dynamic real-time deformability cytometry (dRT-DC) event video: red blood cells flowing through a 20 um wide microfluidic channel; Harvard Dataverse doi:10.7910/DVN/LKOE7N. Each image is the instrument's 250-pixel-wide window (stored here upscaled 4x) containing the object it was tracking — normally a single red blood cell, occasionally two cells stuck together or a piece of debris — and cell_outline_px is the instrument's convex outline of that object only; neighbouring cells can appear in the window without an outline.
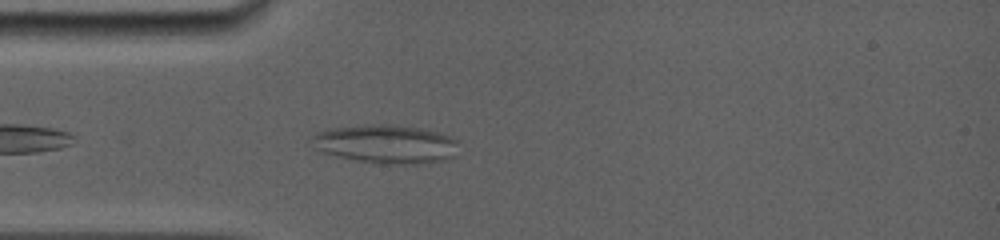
{"species": "common noctule bat (a hibernating species)", "species_latin": "Nyctalus noctula", "temperature_condition": "room temperature", "stored_images_in_passage": 19, "camera_frame_rate_fps": 5000, "um_per_image_px": 0.085, "animal": {"sex": "female", "body_mass_g": 19.0, "forearm_length_mm": 56.7}, "frame": {"image": 1, "passage_image": 3, "time_ms": 0.8, "image_size_px": [1000, 240], "cell_outline_px": [[456, 156], [444, 160], [416, 164], [388, 164], [356, 160], [320, 152], [312, 148], [308, 136], [316, 132], [328, 128], [364, 124], [392, 124], [420, 128], [452, 136], [456, 140]], "centroid_in_image_um": [32.71, 12.23], "position_along_channel_um": 52.3, "area_um2": 33.58}}
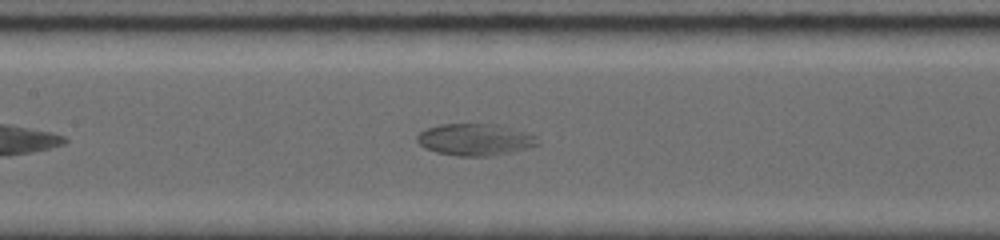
{"frame": {"image": 2, "passage_image": 10, "time_ms": 4.0, "image_size_px": [1000, 240], "cell_outline_px": [[540, 144], [528, 148], [492, 156], [456, 156], [436, 152], [424, 148], [416, 140], [416, 136], [424, 128], [440, 124], [496, 124], [528, 132], [536, 136], [540, 140]], "centroid_in_image_um": [40.38, 11.86], "position_along_channel_um": 167.0, "area_um2": 22.66}}
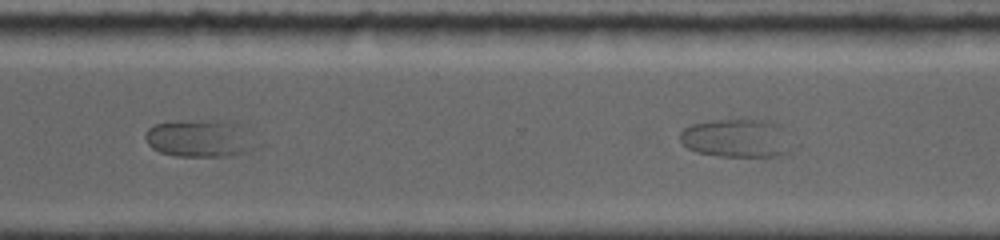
{"frame": {"image": 3, "passage_image": 19, "time_ms": 7.8, "image_size_px": [1000, 240], "cell_outline_px": [[800, 148], [780, 156], [716, 156], [696, 152], [688, 148], [680, 140], [680, 132], [684, 128], [692, 124], [716, 120], [768, 120], [780, 124], [800, 144]], "centroid_in_image_um": [62.81, 11.76], "position_along_channel_um": 307.8, "area_um2": 26.13}}